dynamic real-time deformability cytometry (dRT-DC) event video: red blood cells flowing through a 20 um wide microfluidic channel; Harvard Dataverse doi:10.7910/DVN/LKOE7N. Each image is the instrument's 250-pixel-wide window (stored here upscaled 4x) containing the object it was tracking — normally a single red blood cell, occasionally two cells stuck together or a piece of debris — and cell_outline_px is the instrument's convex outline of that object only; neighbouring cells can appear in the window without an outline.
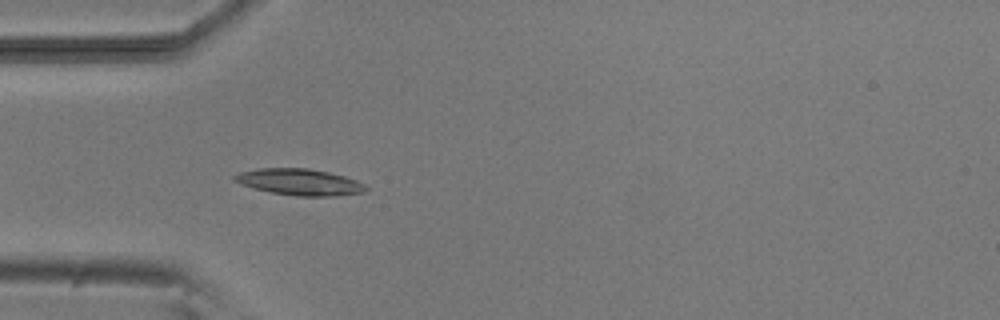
{"species": "common noctule bat (a hibernating species)", "species_latin": "Nyctalus noctula", "temperature_condition": "room temperature", "stored_images_in_passage": 5, "camera_frame_rate_fps": 3000, "um_per_image_px": 0.085, "animal": {"sex": "male", "body_mass_g": 20.5, "forearm_length_mm": 52.5}, "frame": {"image": 1, "passage_image": 4, "time_ms": 4.667, "image_size_px": [1000, 320], "cell_outline_px": [[368, 188], [364, 192], [336, 196], [296, 196], [272, 192], [256, 188], [232, 180], [232, 176], [240, 172], [256, 168], [308, 168], [328, 172], [344, 176], [356, 180], [364, 184]], "centroid_in_image_um": [25.48, 15.46], "position_along_channel_um": 59.5, "area_um2": 20.06}}
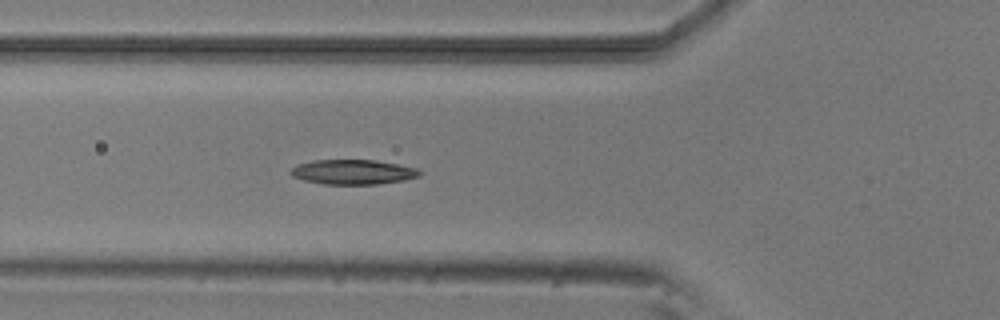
{"frame": {"image": 2, "passage_image": 5, "time_ms": 5.667, "image_size_px": [1000, 320], "cell_outline_px": [[424, 172], [420, 176], [404, 180], [376, 184], [324, 184], [304, 180], [292, 176], [288, 172], [296, 164], [312, 160], [376, 160], [416, 168]], "centroid_in_image_um": [29.99, 14.61], "position_along_channel_um": 95.8, "area_um2": 18.67}}